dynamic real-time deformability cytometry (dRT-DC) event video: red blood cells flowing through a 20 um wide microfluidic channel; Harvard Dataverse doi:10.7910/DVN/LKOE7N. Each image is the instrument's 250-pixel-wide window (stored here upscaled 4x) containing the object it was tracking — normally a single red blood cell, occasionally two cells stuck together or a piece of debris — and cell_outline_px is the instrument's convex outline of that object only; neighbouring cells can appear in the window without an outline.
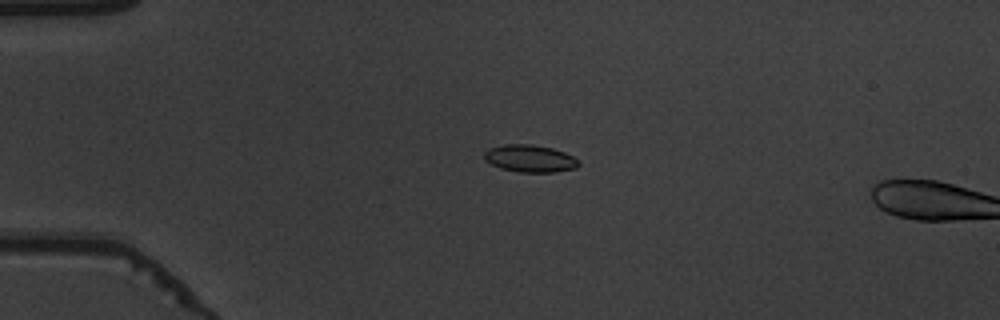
{"species": "common noctule bat (a hibernating species)", "species_latin": "Nyctalus noctula", "temperature_condition": "warm", "stored_images_in_passage": 9, "camera_frame_rate_fps": 3000, "um_per_image_px": 0.085, "animal": {"sex": "male", "body_mass_g": 19.5, "forearm_length_mm": 54.6}, "frame": {"image": 1, "passage_image": 7, "time_ms": 2.0, "image_size_px": [1000, 320], "cell_outline_px": [[580, 164], [576, 168], [556, 172], [520, 172], [500, 168], [492, 164], [484, 156], [484, 152], [488, 148], [504, 144], [532, 144], [552, 148], [564, 152], [580, 160]], "centroid_in_image_um": [45.08, 13.47], "position_along_channel_um": 39.9, "area_um2": 15.03}}